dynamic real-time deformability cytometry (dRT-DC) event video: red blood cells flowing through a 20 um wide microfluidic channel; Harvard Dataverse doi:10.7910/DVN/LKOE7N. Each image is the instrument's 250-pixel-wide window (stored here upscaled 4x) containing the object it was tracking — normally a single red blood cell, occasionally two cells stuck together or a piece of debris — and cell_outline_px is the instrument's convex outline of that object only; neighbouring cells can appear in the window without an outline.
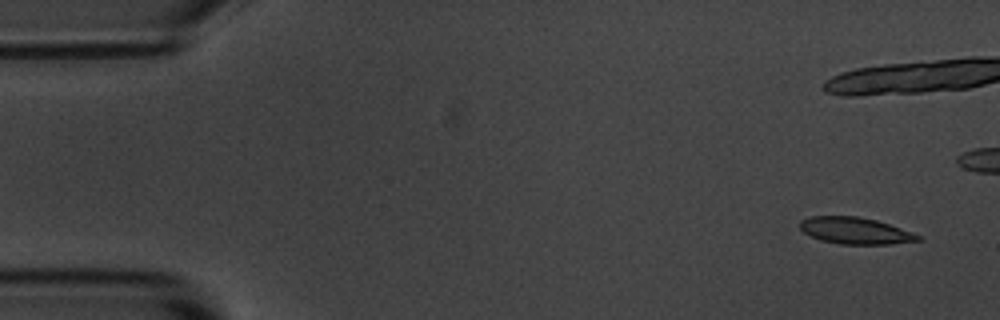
{"species": "common noctule bat (a hibernating species)", "species_latin": "Nyctalus noctula", "temperature_condition": "room temperature", "stored_images_in_passage": 10, "camera_frame_rate_fps": 3000, "um_per_image_px": 0.085, "animal": {"sex": "male", "body_mass_g": 20.1, "forearm_length_mm": 53.5}, "frame": {"image": 1, "passage_image": 1, "time_ms": 0.0, "image_size_px": [1000, 320], "cell_outline_px": [[920, 240], [888, 244], [840, 244], [820, 240], [804, 232], [800, 228], [800, 220], [812, 216], [856, 216], [876, 220], [912, 232], [920, 236]], "centroid_in_image_um": [72.66, 19.6], "position_along_channel_um": 12.3, "area_um2": 18.09}}
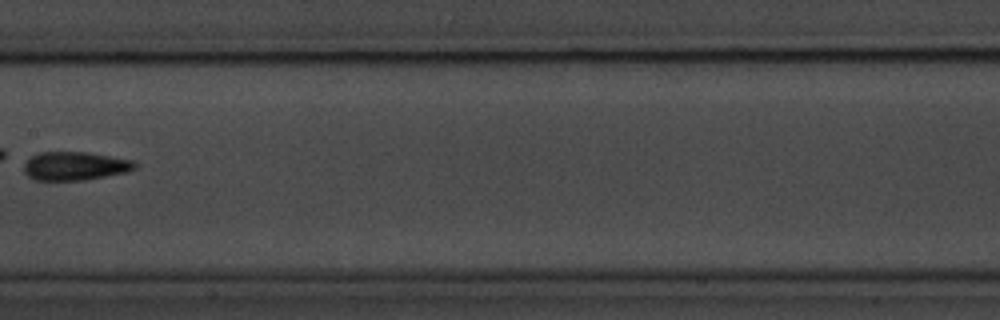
{"frame": {"image": 2, "passage_image": 9, "time_ms": 10.333, "image_size_px": [1000, 320], "cell_outline_px": [[136, 168], [128, 172], [84, 180], [36, 180], [28, 176], [24, 172], [24, 164], [32, 156], [40, 152], [88, 152], [132, 160], [136, 164]], "centroid_in_image_um": [6.38, 14.11], "position_along_channel_um": 201.0, "area_um2": 18.38}}